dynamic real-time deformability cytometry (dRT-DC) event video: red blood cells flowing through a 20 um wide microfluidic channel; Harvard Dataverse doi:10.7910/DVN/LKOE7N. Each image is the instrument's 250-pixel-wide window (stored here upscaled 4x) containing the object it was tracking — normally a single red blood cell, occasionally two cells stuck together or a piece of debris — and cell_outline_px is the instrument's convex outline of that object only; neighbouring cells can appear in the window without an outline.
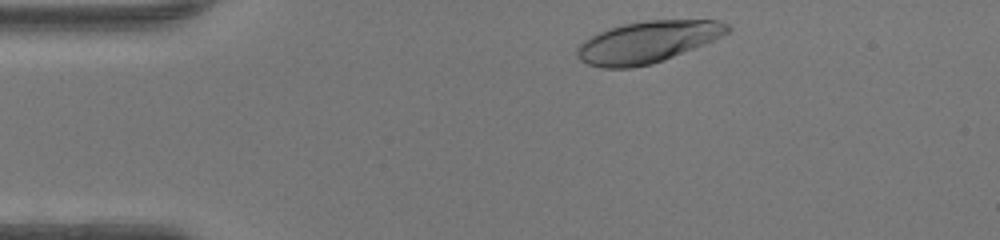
{"species": "human", "species_latin": "Homo sapiens", "temperature_condition": "warm", "stored_images_in_passage": 33, "camera_frame_rate_fps": 3000, "um_per_image_px": 0.085, "donor": {"sex": "female"}, "frame": {"image": 1, "passage_image": 2, "time_ms": 0.333, "image_size_px": [1000, 240], "cell_outline_px": [[732, 28], [728, 32], [704, 44], [664, 60], [652, 64], [632, 68], [604, 68], [588, 64], [580, 60], [576, 56], [576, 48], [584, 40], [608, 28], [624, 24], [648, 20], [720, 20], [728, 24]], "centroid_in_image_um": [55.02, 3.57], "position_along_channel_um": 30.0, "area_um2": 36.36}}
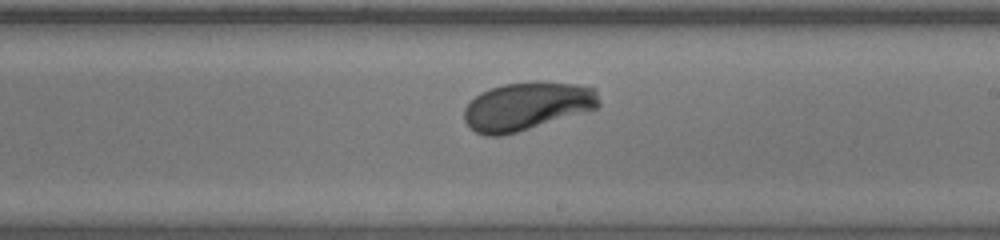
{"frame": {"image": 2, "passage_image": 21, "time_ms": 6.667, "image_size_px": [1000, 240], "cell_outline_px": [[600, 108], [516, 132], [500, 136], [484, 136], [476, 132], [464, 120], [464, 108], [480, 92], [488, 88], [504, 84], [576, 84], [596, 88], [600, 104]], "centroid_in_image_um": [44.79, 9.06], "position_along_channel_um": 244.2, "area_um2": 37.11}}
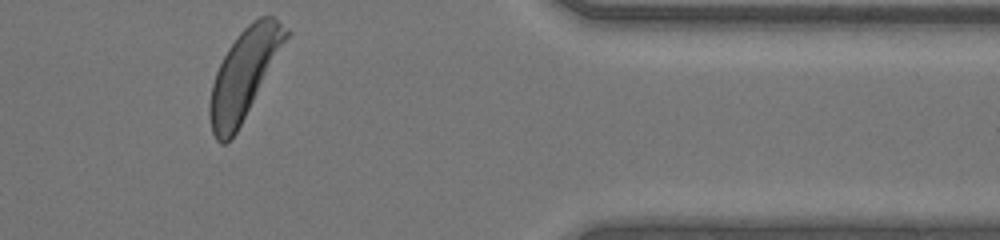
{"frame": {"image": 3, "passage_image": 33, "time_ms": 10.667, "image_size_px": [1000, 240], "cell_outline_px": [[292, 32], [236, 132], [224, 144], [220, 144], [216, 140], [212, 132], [208, 116], [208, 104], [212, 84], [216, 72], [228, 48], [240, 32], [252, 20], [260, 16], [272, 16], [288, 28]], "centroid_in_image_um": [20.74, 6.29], "position_along_channel_um": 390.7, "area_um2": 39.19}, "authors_computed_cell_mechanics": {"area_um2": 37.3388, "velocity_mm_per_s": 4.3058, "shape_relaxation_time_tau1_ms": 2.5097, "shape_relaxation_time_tau2_ms": null, "deformation_change_tau1": 0.1713, "deformation_change_tau2": null}}